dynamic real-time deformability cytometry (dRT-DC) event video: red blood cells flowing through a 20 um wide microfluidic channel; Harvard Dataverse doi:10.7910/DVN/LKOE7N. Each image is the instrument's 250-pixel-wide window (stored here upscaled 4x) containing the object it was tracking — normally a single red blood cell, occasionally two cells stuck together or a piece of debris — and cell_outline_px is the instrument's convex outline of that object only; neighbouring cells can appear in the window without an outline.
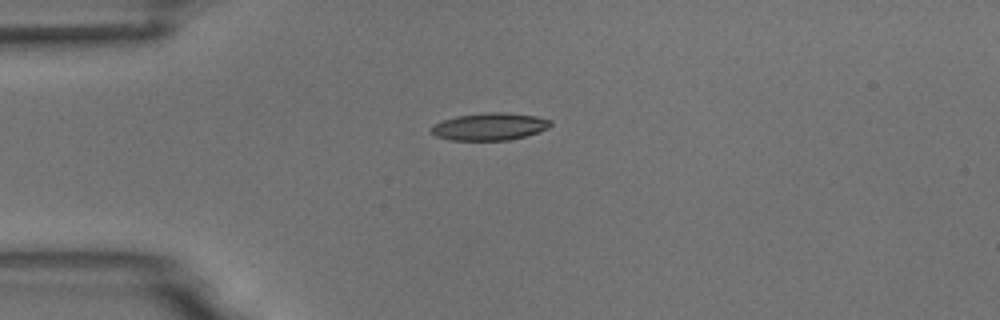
{"species": "common noctule bat (a hibernating species)", "species_latin": "Nyctalus noctula", "temperature_condition": "room temperature", "stored_images_in_passage": 4, "camera_frame_rate_fps": 3000, "um_per_image_px": 0.085, "animal": {"sex": "male", "body_mass_g": 18.8}, "frame": {"image": 1, "passage_image": 1, "time_ms": 0.0, "image_size_px": [1000, 320], "cell_outline_px": [[552, 124], [548, 128], [524, 136], [508, 140], [448, 140], [436, 136], [432, 132], [432, 128], [436, 124], [444, 120], [456, 116], [484, 112], [504, 112], [536, 116], [552, 120]], "centroid_in_image_um": [41.64, 10.75], "position_along_channel_um": 43.4, "area_um2": 18.84}}